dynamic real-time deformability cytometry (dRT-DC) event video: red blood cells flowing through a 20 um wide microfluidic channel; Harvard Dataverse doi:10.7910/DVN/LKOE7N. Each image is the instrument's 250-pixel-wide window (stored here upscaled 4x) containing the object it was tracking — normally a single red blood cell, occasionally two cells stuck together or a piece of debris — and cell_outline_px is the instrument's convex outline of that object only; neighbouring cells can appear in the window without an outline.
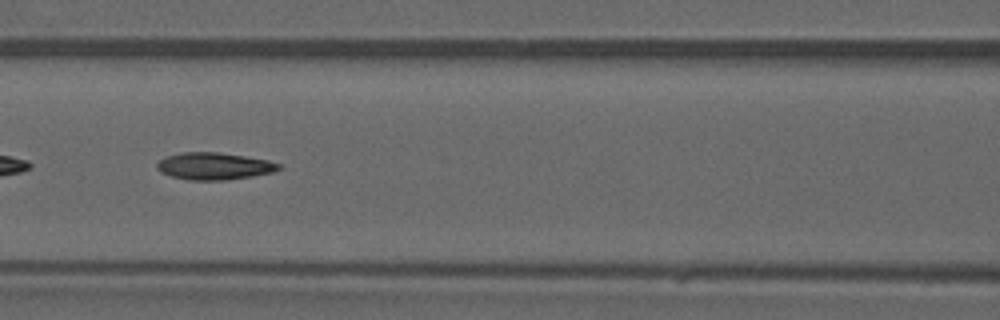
{"species": "common noctule bat (a hibernating species)", "species_latin": "Nyctalus noctula", "temperature_condition": "warm", "stored_images_in_passage": 47, "camera_frame_rate_fps": 3000, "um_per_image_px": 0.085, "animal": {"sex": "male", "forearm_length_mm": 52.5}, "frame": {"image": 1, "passage_image": 21, "time_ms": 6.667, "image_size_px": [1000, 320], "cell_outline_px": [[280, 168], [276, 172], [252, 176], [224, 180], [188, 180], [172, 176], [160, 172], [156, 168], [156, 164], [164, 156], [180, 152], [220, 152], [268, 160], [280, 164]], "centroid_in_image_um": [18.18, 14.11], "position_along_channel_um": 148.4, "area_um2": 19.36}}